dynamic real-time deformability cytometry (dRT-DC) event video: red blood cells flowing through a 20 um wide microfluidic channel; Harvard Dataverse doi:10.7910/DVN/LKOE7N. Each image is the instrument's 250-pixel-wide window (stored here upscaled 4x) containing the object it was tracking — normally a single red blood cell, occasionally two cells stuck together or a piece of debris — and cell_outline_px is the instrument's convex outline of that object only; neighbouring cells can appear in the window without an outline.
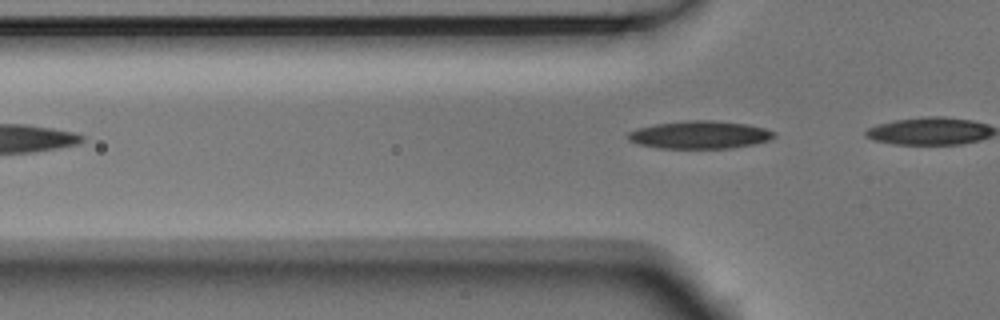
{"species": "Egyptian fruit bat (a non-hibernating species)", "species_latin": "Rousettus aegyptiacus", "temperature_condition": "room temperature", "stored_images_in_passage": 2, "camera_frame_rate_fps": 3000, "um_per_image_px": 0.085, "animal": {"sex": "male"}, "frame": {"image": 1, "passage_image": 2, "time_ms": 0.333, "image_size_px": [1000, 320], "cell_outline_px": [[776, 136], [768, 140], [756, 144], [732, 148], [660, 148], [640, 144], [628, 140], [628, 132], [636, 128], [656, 124], [688, 120], [712, 120], [748, 124], [764, 128], [776, 132]], "centroid_in_image_um": [59.51, 11.45], "position_along_channel_um": 66.3, "area_um2": 23.7}}